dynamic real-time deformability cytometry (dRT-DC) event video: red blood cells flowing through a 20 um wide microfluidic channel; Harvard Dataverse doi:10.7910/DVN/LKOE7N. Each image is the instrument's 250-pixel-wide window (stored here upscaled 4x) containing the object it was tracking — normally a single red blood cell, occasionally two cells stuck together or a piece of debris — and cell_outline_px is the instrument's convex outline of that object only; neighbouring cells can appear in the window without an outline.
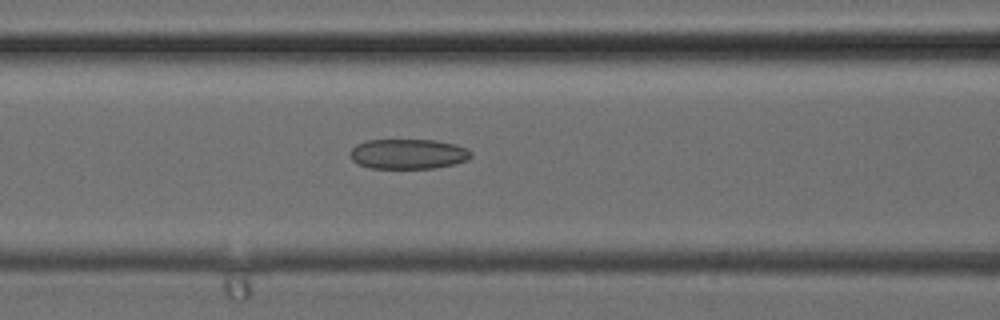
{"species": "common noctule bat (a hibernating species)", "species_latin": "Nyctalus noctula", "temperature_condition": "cold", "stored_images_in_passage": 38, "camera_frame_rate_fps": 3000, "um_per_image_px": 0.085, "animal": {"sex": "female", "body_mass_g": 24.6, "forearm_length_mm": 56.2}, "frame": {"image": 1, "passage_image": 16, "time_ms": 5.0, "image_size_px": [1000, 320], "cell_outline_px": [[472, 156], [468, 160], [436, 168], [368, 168], [356, 164], [348, 156], [348, 152], [356, 144], [364, 140], [436, 140], [456, 144], [468, 148], [472, 152]], "centroid_in_image_um": [34.66, 13.08], "position_along_channel_um": 131.9, "area_um2": 21.56}}
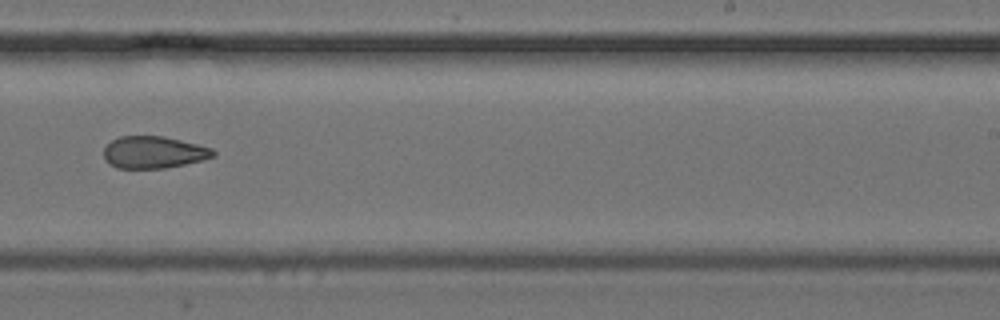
{"frame": {"image": 2, "passage_image": 24, "time_ms": 7.667, "image_size_px": [1000, 320], "cell_outline_px": [[216, 156], [204, 160], [164, 168], [116, 168], [108, 164], [104, 160], [104, 148], [112, 140], [120, 136], [164, 136], [212, 148], [216, 152]], "centroid_in_image_um": [13.06, 12.95], "position_along_channel_um": 275.9, "area_um2": 20.52}}
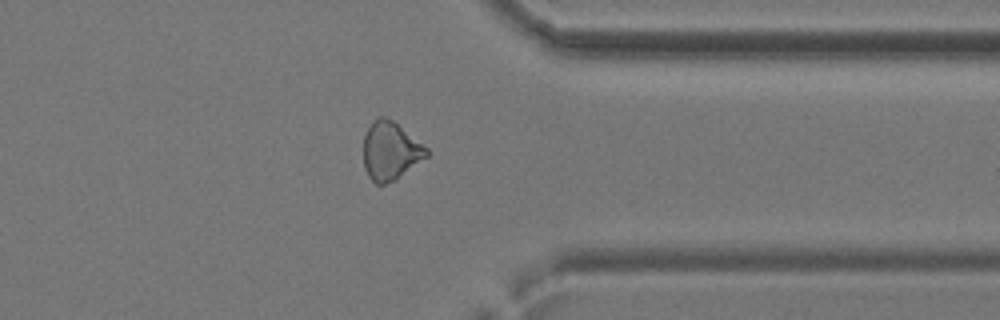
{"frame": {"image": 3, "passage_image": 30, "time_ms": 9.667, "image_size_px": [1000, 320], "cell_outline_px": [[428, 156], [396, 180], [384, 184], [376, 184], [368, 176], [364, 168], [364, 136], [372, 120], [380, 116], [384, 116], [392, 120], [428, 148]], "centroid_in_image_um": [33.18, 12.84], "position_along_channel_um": 378.2, "area_um2": 21.39}}